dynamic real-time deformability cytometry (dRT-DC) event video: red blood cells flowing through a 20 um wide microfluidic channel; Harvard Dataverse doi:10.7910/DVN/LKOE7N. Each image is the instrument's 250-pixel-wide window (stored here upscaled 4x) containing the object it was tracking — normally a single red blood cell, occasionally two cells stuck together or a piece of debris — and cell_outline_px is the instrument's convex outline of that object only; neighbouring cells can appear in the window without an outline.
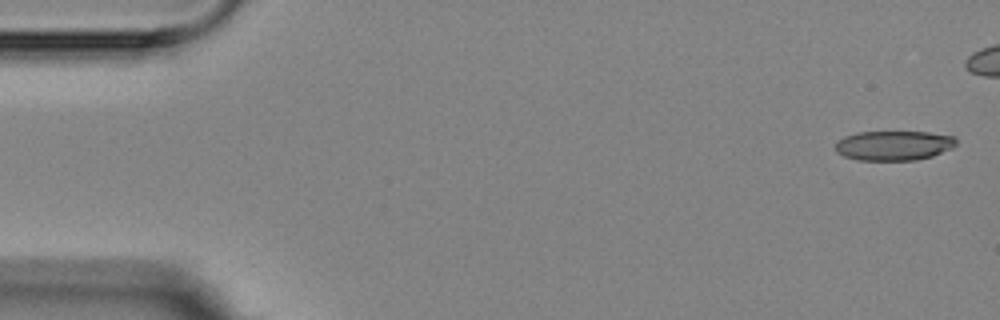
{"species": "Egyptian fruit bat (a non-hibernating species)", "species_latin": "Rousettus aegyptiacus", "temperature_condition": "room temperature", "stored_images_in_passage": 5, "camera_frame_rate_fps": 3000, "um_per_image_px": 0.085, "animal": {"sex": "female"}, "frame": {"image": 1, "passage_image": 1, "time_ms": 0.0, "image_size_px": [1000, 320], "cell_outline_px": [[956, 144], [952, 148], [932, 156], [916, 160], [856, 160], [844, 156], [836, 152], [836, 140], [844, 136], [856, 132], [928, 132], [956, 136]], "centroid_in_image_um": [75.96, 12.36], "position_along_channel_um": 9.0, "area_um2": 21.04}}